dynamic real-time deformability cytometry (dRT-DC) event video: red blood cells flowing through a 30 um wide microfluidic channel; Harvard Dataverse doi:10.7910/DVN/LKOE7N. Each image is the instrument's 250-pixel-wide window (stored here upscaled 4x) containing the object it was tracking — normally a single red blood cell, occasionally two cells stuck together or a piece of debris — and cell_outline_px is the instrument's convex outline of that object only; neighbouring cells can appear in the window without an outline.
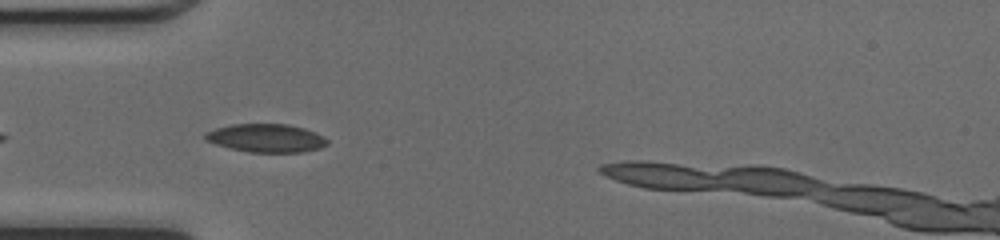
{"species": "common noctule bat (a hibernating species)", "species_latin": "Nyctalus noctula", "temperature_condition": "cold", "stored_images_in_passage": 30, "camera_frame_rate_fps": 3000, "um_per_image_px": 0.085, "animal": {"sex": "female", "body_mass_g": 17.0, "forearm_length_mm": 48.0}, "frame": {"image": 1, "passage_image": 2, "time_ms": 0.333, "image_size_px": [1000, 240], "cell_outline_px": [[328, 144], [320, 148], [304, 152], [248, 152], [216, 144], [204, 140], [204, 132], [216, 128], [232, 124], [288, 124], [304, 128], [324, 136], [328, 140]], "centroid_in_image_um": [22.63, 11.73], "position_along_channel_um": 62.4, "area_um2": 20.17}}
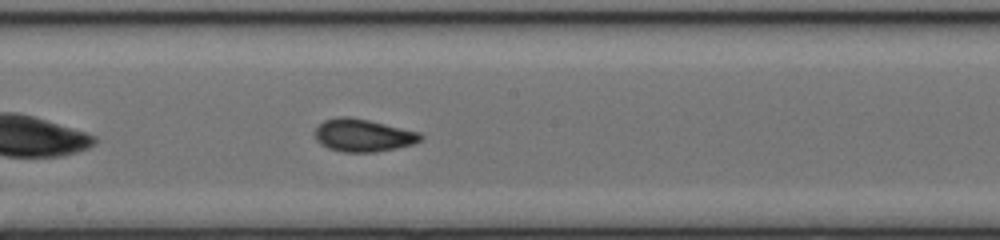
{"frame": {"image": 2, "passage_image": 13, "time_ms": 4.0, "image_size_px": [1000, 240], "cell_outline_px": [[424, 136], [420, 140], [412, 144], [396, 148], [376, 152], [344, 152], [328, 148], [320, 144], [316, 140], [316, 128], [324, 120], [336, 116], [348, 116], [368, 120], [420, 132]], "centroid_in_image_um": [30.85, 11.5], "position_along_channel_um": 217.3, "area_um2": 20.06}}
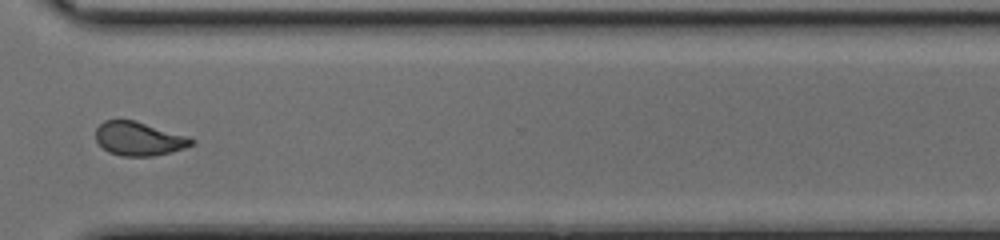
{"frame": {"image": 3, "passage_image": 23, "time_ms": 7.333, "image_size_px": [1000, 240], "cell_outline_px": [[196, 140], [192, 144], [184, 148], [172, 152], [152, 156], [120, 156], [108, 152], [96, 140], [96, 128], [104, 120], [136, 120], [188, 136]], "centroid_in_image_um": [11.81, 11.79], "position_along_channel_um": 358.8, "area_um2": 18.9}, "authors_computed_cell_mechanics": {"area_um2": 19.4208, "velocity_mm_per_s": 4.2551, "shape_relaxation_time_tau1_ms": 8.8346, "shape_relaxation_time_tau2_ms": 2.0123, "deformation_change_tau1": 0.2118, "deformation_change_tau2": 0.0715}}